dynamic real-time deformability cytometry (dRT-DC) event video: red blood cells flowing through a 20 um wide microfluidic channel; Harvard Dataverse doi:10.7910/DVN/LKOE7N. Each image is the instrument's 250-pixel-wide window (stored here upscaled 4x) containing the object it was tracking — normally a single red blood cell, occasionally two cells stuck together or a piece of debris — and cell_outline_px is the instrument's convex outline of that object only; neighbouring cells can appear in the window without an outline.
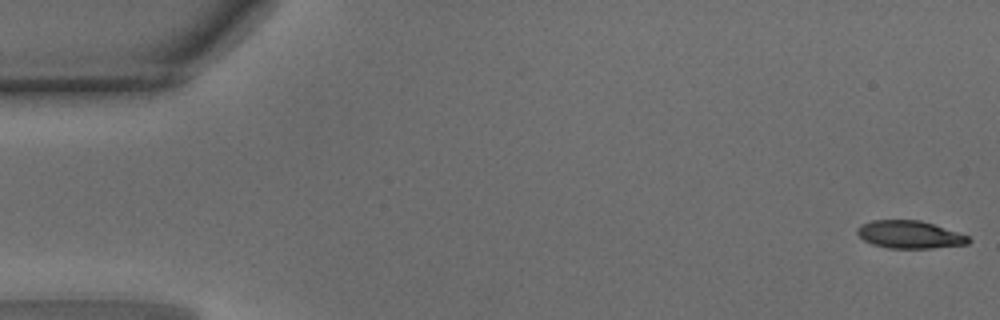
{"species": "common noctule bat (a hibernating species)", "species_latin": "Nyctalus noctula", "temperature_condition": "warm", "stored_images_in_passage": 14, "camera_frame_rate_fps": 3000, "um_per_image_px": 0.085, "animal": {"sex": "male", "body_mass_g": 15.6}, "frame": {"image": 1, "passage_image": 1, "time_ms": 0.0, "image_size_px": [1000, 320], "cell_outline_px": [[972, 240], [968, 244], [932, 248], [888, 248], [872, 244], [864, 240], [856, 232], [856, 228], [860, 224], [872, 220], [920, 220], [968, 236]], "centroid_in_image_um": [77.28, 19.94], "position_along_channel_um": 7.7, "area_um2": 17.86}}
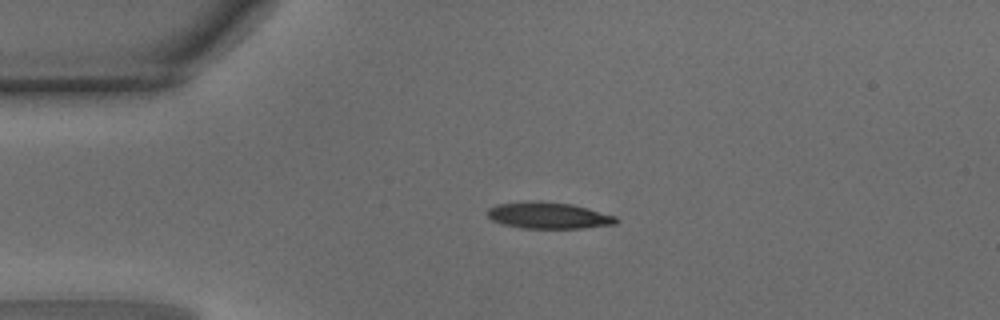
{"frame": {"image": 2, "passage_image": 11, "time_ms": 3.333, "image_size_px": [1000, 320], "cell_outline_px": [[620, 220], [616, 224], [580, 228], [520, 228], [500, 224], [492, 220], [484, 212], [488, 208], [496, 204], [532, 200], [540, 200], [572, 204], [588, 208], [616, 216]], "centroid_in_image_um": [46.58, 18.3], "position_along_channel_um": 38.4, "area_um2": 20.23}}